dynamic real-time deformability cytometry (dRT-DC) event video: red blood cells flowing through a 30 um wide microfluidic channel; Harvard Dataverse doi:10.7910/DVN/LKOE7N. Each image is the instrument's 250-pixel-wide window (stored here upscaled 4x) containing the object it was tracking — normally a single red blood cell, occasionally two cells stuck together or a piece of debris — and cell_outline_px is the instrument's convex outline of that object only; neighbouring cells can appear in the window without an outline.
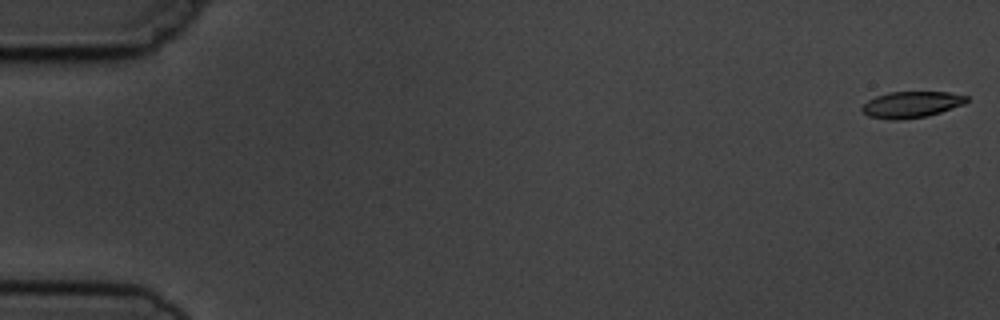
{"species": "common noctule bat (a hibernating species)", "species_latin": "Nyctalus noctula", "temperature_condition": "cold", "stored_images_in_passage": 7, "camera_frame_rate_fps": 3000, "um_per_image_px": 0.085, "animal": {"sex": "male", "body_mass_g": 19.5, "forearm_length_mm": 54.6}, "frame": {"image": 1, "passage_image": 1, "time_ms": 0.0, "image_size_px": [1000, 320], "cell_outline_px": [[968, 100], [964, 104], [928, 116], [900, 120], [888, 120], [868, 116], [860, 108], [868, 100], [876, 96], [888, 92], [948, 92], [968, 96]], "centroid_in_image_um": [77.45, 8.89], "position_along_channel_um": 7.5, "area_um2": 16.07}}
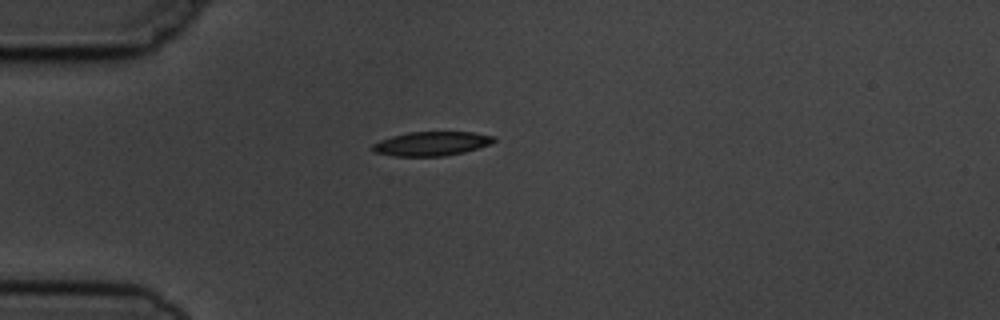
{"frame": {"image": 2, "passage_image": 5, "time_ms": 4.667, "image_size_px": [1000, 320], "cell_outline_px": [[496, 140], [488, 144], [464, 152], [444, 156], [396, 156], [372, 152], [372, 144], [380, 140], [392, 136], [408, 132], [472, 132], [496, 136]], "centroid_in_image_um": [36.65, 12.21], "position_along_channel_um": 48.3, "area_um2": 16.99}}
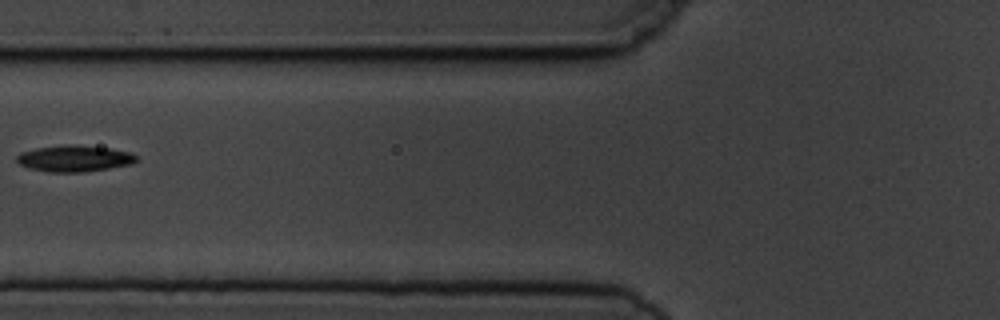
{"frame": {"image": 3, "passage_image": 7, "time_ms": 7.0, "image_size_px": [1000, 320], "cell_outline_px": [[136, 160], [132, 164], [84, 172], [48, 172], [28, 168], [20, 164], [16, 160], [16, 156], [20, 152], [36, 148], [68, 144], [76, 144], [108, 148], [132, 152], [136, 156]], "centroid_in_image_um": [6.3, 13.46], "position_along_channel_um": 119.5, "area_um2": 18.44}}